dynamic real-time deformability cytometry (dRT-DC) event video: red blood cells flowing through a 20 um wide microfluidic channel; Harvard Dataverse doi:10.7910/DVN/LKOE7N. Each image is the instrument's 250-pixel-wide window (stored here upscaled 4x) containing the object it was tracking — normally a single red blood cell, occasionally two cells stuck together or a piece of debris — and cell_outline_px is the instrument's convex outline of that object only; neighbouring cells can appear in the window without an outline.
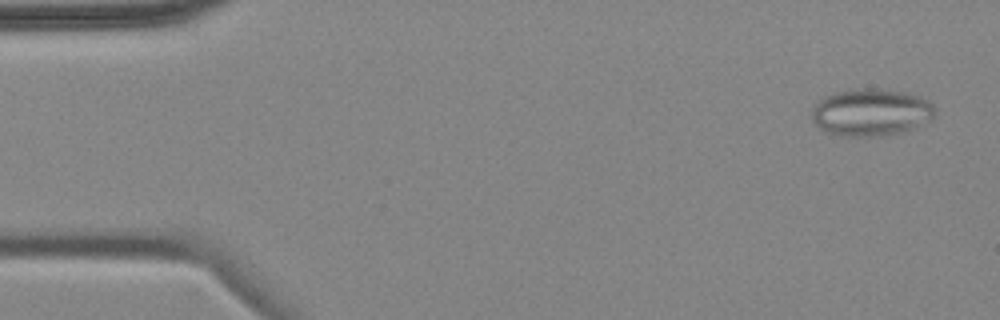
{"species": "common noctule bat (a hibernating species)", "species_latin": "Nyctalus noctula", "temperature_condition": "cold", "stored_images_in_passage": 6, "camera_frame_rate_fps": 3000, "um_per_image_px": 0.085, "animal": {"sex": "female", "body_mass_g": 18.4}, "frame": {"image": 1, "passage_image": 1, "time_ms": 0.0, "image_size_px": [1000, 320], "cell_outline_px": [[936, 112], [928, 120], [904, 132], [884, 136], [840, 136], [824, 132], [812, 120], [812, 108], [824, 96], [836, 92], [856, 88], [864, 88], [904, 92], [920, 96], [928, 100], [936, 108]], "centroid_in_image_um": [74.02, 9.56], "position_along_channel_um": 11.0, "area_um2": 33.93}}